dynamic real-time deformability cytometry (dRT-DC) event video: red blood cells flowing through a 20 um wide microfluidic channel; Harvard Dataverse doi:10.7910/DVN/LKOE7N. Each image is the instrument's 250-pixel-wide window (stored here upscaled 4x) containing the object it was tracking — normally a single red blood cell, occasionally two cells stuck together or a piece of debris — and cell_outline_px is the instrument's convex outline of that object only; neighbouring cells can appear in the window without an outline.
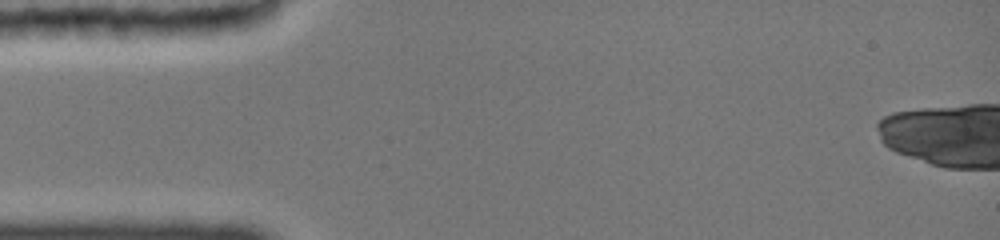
{"species": "common noctule bat (a hibernating species)", "species_latin": "Nyctalus noctula", "temperature_condition": "cold", "stored_images_in_passage": 1, "camera_frame_rate_fps": 3000, "um_per_image_px": 0.085, "animal": {"sex": "female", "body_mass_g": 19.0, "forearm_length_mm": 51.5}, "frame": {"image": 1, "passage_image": 1, "time_ms": 0.0, "image_size_px": [1000, 240], "cell_outline_px": [[236, 24], [216, 36], [56, 36], [16, 32], [16, 24], [32, 20], [224, 16], [232, 16]], "centroid_in_image_um": [11.05, 2.27], "position_along_channel_um": 73.9, "area_um2": 26.76}}